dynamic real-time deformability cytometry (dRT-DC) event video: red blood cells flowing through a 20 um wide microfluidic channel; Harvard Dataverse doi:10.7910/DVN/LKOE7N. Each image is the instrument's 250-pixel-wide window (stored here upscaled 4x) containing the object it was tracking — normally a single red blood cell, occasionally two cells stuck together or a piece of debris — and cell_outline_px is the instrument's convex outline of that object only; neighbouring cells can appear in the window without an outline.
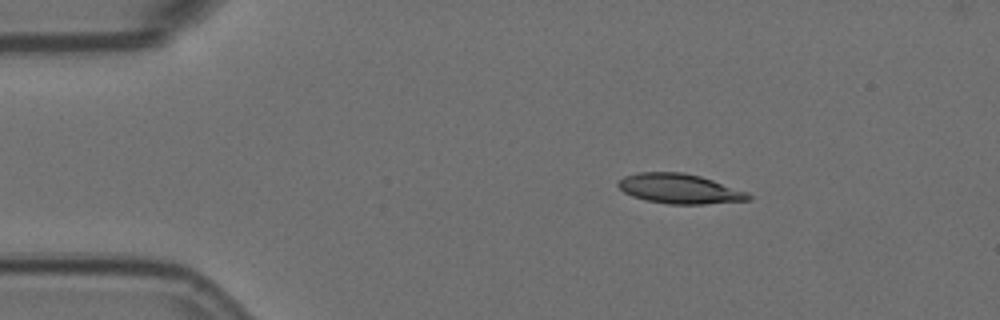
{"species": "Egyptian fruit bat (a non-hibernating species)", "species_latin": "Rousettus aegyptiacus", "temperature_condition": "room temperature", "stored_images_in_passage": 5, "segment_of_instrument_passage": [1, 2], "camera_frame_rate_fps": 3000, "um_per_image_px": 0.085, "animal": {"sex": "female"}, "frame": {"image": 1, "passage_image": 2, "time_ms": 0.333, "image_size_px": [1000, 320], "cell_outline_px": [[752, 200], [704, 204], [668, 204], [644, 200], [632, 196], [624, 192], [616, 184], [624, 176], [636, 172], [684, 172], [700, 176], [748, 192], [752, 196]], "centroid_in_image_um": [57.76, 16.04], "position_along_channel_um": 27.2, "area_um2": 22.72}}